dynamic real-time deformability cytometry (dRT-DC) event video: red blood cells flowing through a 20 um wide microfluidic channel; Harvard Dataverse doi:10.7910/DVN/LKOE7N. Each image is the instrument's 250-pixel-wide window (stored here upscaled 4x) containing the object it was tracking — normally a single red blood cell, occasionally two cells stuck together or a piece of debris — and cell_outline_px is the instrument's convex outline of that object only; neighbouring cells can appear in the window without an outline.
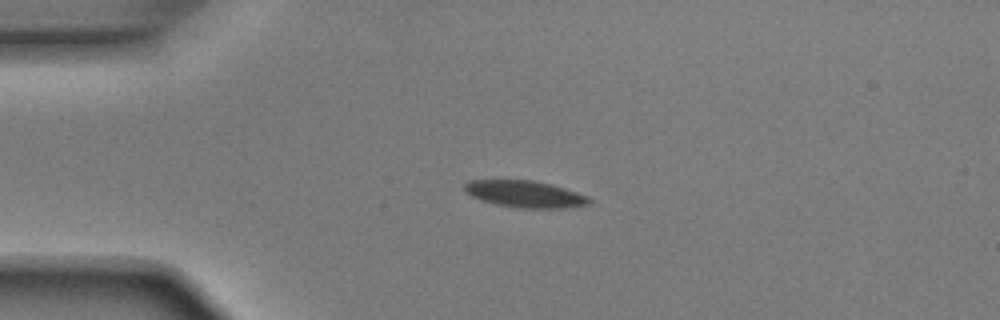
{"species": "Egyptian fruit bat (a non-hibernating species)", "species_latin": "Rousettus aegyptiacus", "temperature_condition": "room temperature", "stored_images_in_passage": 41, "camera_frame_rate_fps": 3000, "um_per_image_px": 0.085, "animal": {"sex": "male"}, "frame": {"image": 1, "passage_image": 1, "time_ms": 0.0, "image_size_px": [1000, 320], "cell_outline_px": [[592, 204], [564, 208], [516, 208], [496, 204], [480, 200], [464, 192], [464, 184], [468, 180], [532, 180], [552, 184], [588, 196], [592, 200]], "centroid_in_image_um": [44.62, 16.5], "position_along_channel_um": 40.4, "area_um2": 19.65}}
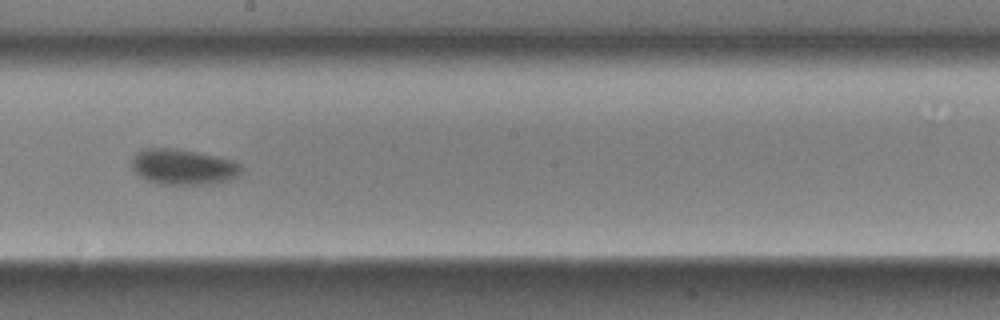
{"frame": {"image": 2, "passage_image": 18, "time_ms": 5.667, "image_size_px": [1000, 320], "cell_outline_px": [[244, 168], [236, 176], [228, 180], [208, 184], [164, 184], [148, 180], [140, 176], [132, 168], [132, 160], [136, 152], [144, 148], [176, 148], [216, 156], [232, 160], [240, 164]], "centroid_in_image_um": [15.57, 14.17], "position_along_channel_um": 232.6, "area_um2": 22.54}}
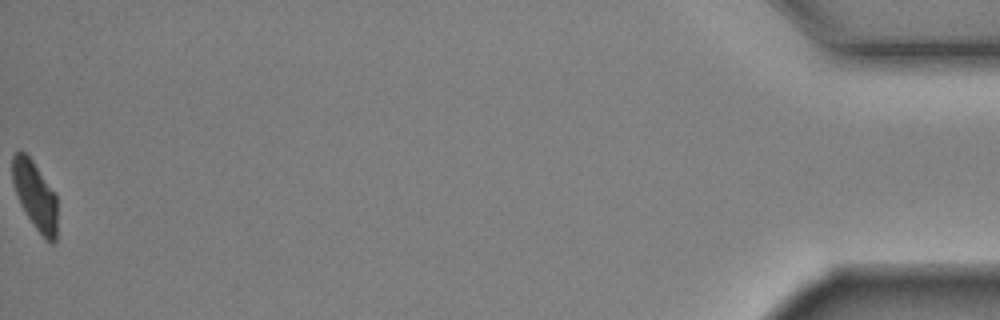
{"frame": {"image": 3, "passage_image": 41, "time_ms": 13.333, "image_size_px": [1000, 320], "cell_outline_px": [[56, 240], [52, 244], [36, 228], [20, 204], [12, 180], [12, 156], [20, 148], [32, 160], [56, 192]], "centroid_in_image_um": [2.98, 16.55], "position_along_channel_um": 432.2, "area_um2": 17.69}, "authors_computed_cell_mechanics": {"area_um2": 21.5016, "velocity_mm_per_s": 3.9021, "shape_relaxation_time_tau1_ms": 2.5676, "shape_relaxation_time_tau2_ms": null, "deformation_change_tau1": 0.1193, "deformation_change_tau2": null}}